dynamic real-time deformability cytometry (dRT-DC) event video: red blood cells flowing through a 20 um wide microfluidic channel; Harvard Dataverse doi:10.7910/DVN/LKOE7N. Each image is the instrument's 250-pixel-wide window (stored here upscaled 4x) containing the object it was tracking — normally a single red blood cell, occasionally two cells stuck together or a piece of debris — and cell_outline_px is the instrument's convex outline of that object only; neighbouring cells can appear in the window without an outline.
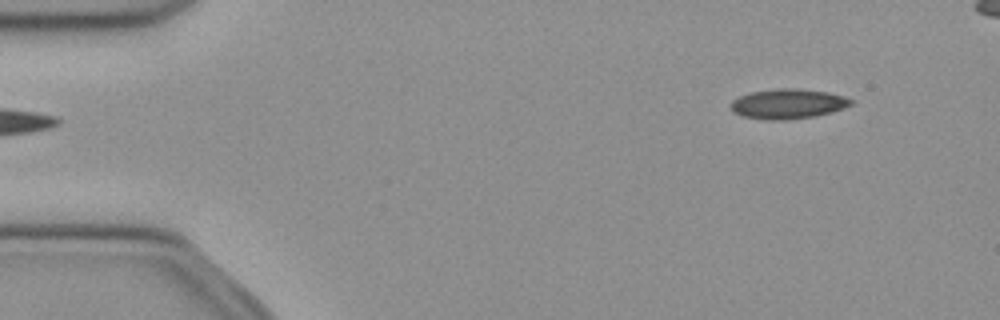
{"species": "common noctule bat (a hibernating species)", "species_latin": "Nyctalus noctula", "temperature_condition": "cold", "stored_images_in_passage": 44, "camera_frame_rate_fps": 3000, "um_per_image_px": 0.085, "animal": {"sex": "female", "body_mass_g": 21.9}, "frame": {"image": 1, "passage_image": 1, "time_ms": 0.0, "image_size_px": [1000, 320], "cell_outline_px": [[852, 104], [844, 108], [832, 112], [816, 116], [788, 120], [764, 120], [744, 116], [732, 112], [728, 104], [732, 100], [740, 96], [752, 92], [780, 88], [796, 88], [828, 92], [844, 96], [852, 100]], "centroid_in_image_um": [66.95, 8.83], "position_along_channel_um": 18.0, "area_um2": 21.1}}
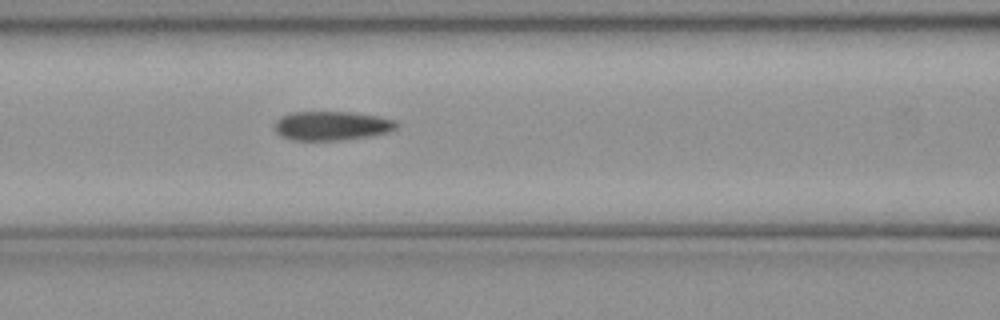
{"frame": {"image": 2, "passage_image": 17, "time_ms": 5.333, "image_size_px": [1000, 320], "cell_outline_px": [[400, 124], [396, 128], [388, 132], [368, 136], [344, 140], [292, 140], [280, 136], [276, 132], [276, 120], [280, 116], [292, 112], [352, 112], [376, 116], [396, 120]], "centroid_in_image_um": [28.2, 10.69], "position_along_channel_um": 138.4, "area_um2": 20.69}}
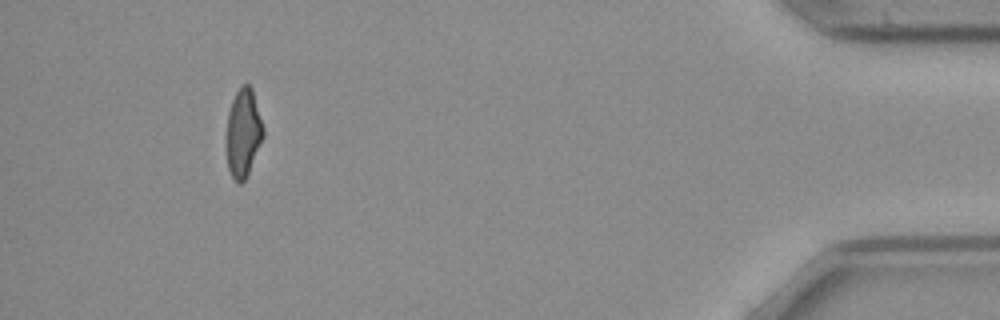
{"frame": {"image": 3, "passage_image": 43, "time_ms": 14.0, "image_size_px": [1000, 320], "cell_outline_px": [[264, 136], [248, 176], [240, 184], [232, 176], [228, 168], [228, 112], [232, 100], [240, 84], [248, 84], [252, 88], [264, 128]], "centroid_in_image_um": [20.71, 11.28], "position_along_channel_um": 414.5, "area_um2": 18.73}}